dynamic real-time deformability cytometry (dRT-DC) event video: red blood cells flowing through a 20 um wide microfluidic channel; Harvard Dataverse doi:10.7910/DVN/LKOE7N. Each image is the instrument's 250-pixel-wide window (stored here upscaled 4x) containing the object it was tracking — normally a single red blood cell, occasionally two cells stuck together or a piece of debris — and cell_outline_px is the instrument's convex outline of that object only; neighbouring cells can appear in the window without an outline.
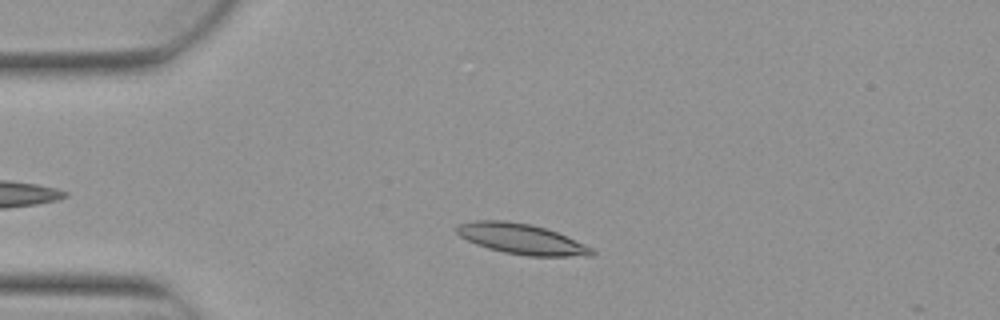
{"species": "Egyptian fruit bat (a non-hibernating species)", "species_latin": "Rousettus aegyptiacus", "temperature_condition": "warm", "stored_images_in_passage": 6, "camera_frame_rate_fps": 3000, "um_per_image_px": 0.085, "animal": {"sex": "female"}, "frame": {"image": 1, "passage_image": 3, "time_ms": 0.667, "image_size_px": [1000, 320], "cell_outline_px": [[596, 252], [592, 256], [528, 256], [504, 252], [488, 248], [476, 244], [460, 236], [456, 232], [456, 224], [472, 220], [504, 220], [532, 224], [556, 232], [584, 244], [592, 248]], "centroid_in_image_um": [44.29, 20.3], "position_along_channel_um": 40.7, "area_um2": 23.93}}
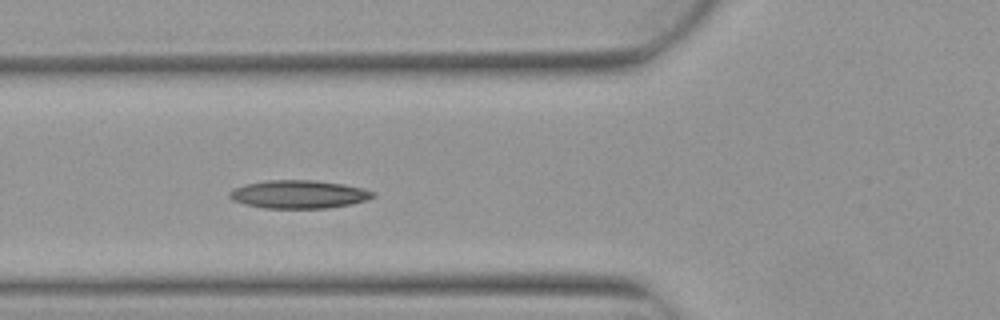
{"frame": {"image": 2, "passage_image": 5, "time_ms": 1.333, "image_size_px": [1000, 320], "cell_outline_px": [[376, 196], [352, 204], [328, 208], [264, 208], [244, 204], [232, 200], [228, 196], [228, 192], [232, 188], [244, 184], [268, 180], [316, 180], [344, 184], [376, 192]], "centroid_in_image_um": [25.36, 16.51], "position_along_channel_um": 100.4, "area_um2": 23.7}}
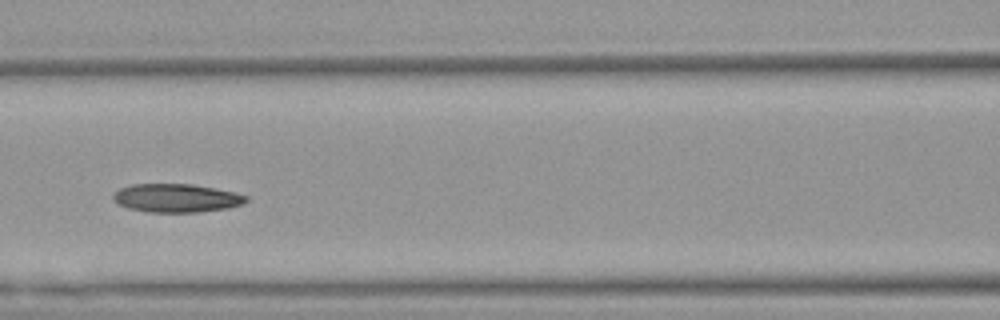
{"frame": {"image": 3, "passage_image": 6, "time_ms": 1.667, "image_size_px": [1000, 320], "cell_outline_px": [[248, 200], [244, 204], [228, 208], [196, 212], [148, 212], [128, 208], [116, 204], [112, 200], [112, 192], [120, 188], [132, 184], [192, 184], [216, 188], [236, 192], [248, 196]], "centroid_in_image_um": [14.97, 16.83], "position_along_channel_um": 151.6, "area_um2": 22.37}}